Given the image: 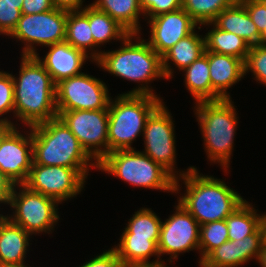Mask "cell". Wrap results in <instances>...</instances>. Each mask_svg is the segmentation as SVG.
Listing matches in <instances>:
<instances>
[{
  "label": "cell",
  "mask_w": 266,
  "mask_h": 267,
  "mask_svg": "<svg viewBox=\"0 0 266 267\" xmlns=\"http://www.w3.org/2000/svg\"><path fill=\"white\" fill-rule=\"evenodd\" d=\"M19 78L14 81V115L32 127L58 116L56 84L35 56L21 55Z\"/></svg>",
  "instance_id": "6da1fadb"
},
{
  "label": "cell",
  "mask_w": 266,
  "mask_h": 267,
  "mask_svg": "<svg viewBox=\"0 0 266 267\" xmlns=\"http://www.w3.org/2000/svg\"><path fill=\"white\" fill-rule=\"evenodd\" d=\"M180 180H183L186 192L178 198L177 202L197 220L199 225L225 220L245 201L222 179L199 174L194 166L189 172L175 179V193L177 194L181 188Z\"/></svg>",
  "instance_id": "7a4b0ae2"
},
{
  "label": "cell",
  "mask_w": 266,
  "mask_h": 267,
  "mask_svg": "<svg viewBox=\"0 0 266 267\" xmlns=\"http://www.w3.org/2000/svg\"><path fill=\"white\" fill-rule=\"evenodd\" d=\"M121 44L122 46L116 50L102 51L95 63L111 75L142 83L127 94H147L158 97L148 84L158 78L166 79L161 56L147 41L142 40L139 33H129Z\"/></svg>",
  "instance_id": "3957f363"
},
{
  "label": "cell",
  "mask_w": 266,
  "mask_h": 267,
  "mask_svg": "<svg viewBox=\"0 0 266 267\" xmlns=\"http://www.w3.org/2000/svg\"><path fill=\"white\" fill-rule=\"evenodd\" d=\"M194 104L207 158L211 163H219L227 173L238 125L236 106L232 99L200 101Z\"/></svg>",
  "instance_id": "277c9868"
},
{
  "label": "cell",
  "mask_w": 266,
  "mask_h": 267,
  "mask_svg": "<svg viewBox=\"0 0 266 267\" xmlns=\"http://www.w3.org/2000/svg\"><path fill=\"white\" fill-rule=\"evenodd\" d=\"M33 164L68 168H97L78 139L57 116L31 127ZM91 161V162H90Z\"/></svg>",
  "instance_id": "5b68a950"
},
{
  "label": "cell",
  "mask_w": 266,
  "mask_h": 267,
  "mask_svg": "<svg viewBox=\"0 0 266 267\" xmlns=\"http://www.w3.org/2000/svg\"><path fill=\"white\" fill-rule=\"evenodd\" d=\"M108 105V153L134 149L132 143L143 134L147 118L163 102L160 96L118 94ZM133 141V142H132Z\"/></svg>",
  "instance_id": "8992f818"
},
{
  "label": "cell",
  "mask_w": 266,
  "mask_h": 267,
  "mask_svg": "<svg viewBox=\"0 0 266 267\" xmlns=\"http://www.w3.org/2000/svg\"><path fill=\"white\" fill-rule=\"evenodd\" d=\"M97 169L136 187L175 193V178L145 153L135 149L108 153Z\"/></svg>",
  "instance_id": "52a82bcc"
},
{
  "label": "cell",
  "mask_w": 266,
  "mask_h": 267,
  "mask_svg": "<svg viewBox=\"0 0 266 267\" xmlns=\"http://www.w3.org/2000/svg\"><path fill=\"white\" fill-rule=\"evenodd\" d=\"M58 204L51 197L30 190L24 184H17L8 203L14 211L7 217L31 236L43 232L50 234L60 219Z\"/></svg>",
  "instance_id": "ba28073f"
},
{
  "label": "cell",
  "mask_w": 266,
  "mask_h": 267,
  "mask_svg": "<svg viewBox=\"0 0 266 267\" xmlns=\"http://www.w3.org/2000/svg\"><path fill=\"white\" fill-rule=\"evenodd\" d=\"M162 102L147 118L143 131L145 149L142 151L154 162L166 169L175 179L180 178L187 171H176V138L172 114ZM175 170V171H174ZM180 174H179V173Z\"/></svg>",
  "instance_id": "9c48e42d"
},
{
  "label": "cell",
  "mask_w": 266,
  "mask_h": 267,
  "mask_svg": "<svg viewBox=\"0 0 266 267\" xmlns=\"http://www.w3.org/2000/svg\"><path fill=\"white\" fill-rule=\"evenodd\" d=\"M67 11L54 8L39 14H22L9 35L24 43L22 55L35 56L36 46L45 47L65 41Z\"/></svg>",
  "instance_id": "30bf717a"
},
{
  "label": "cell",
  "mask_w": 266,
  "mask_h": 267,
  "mask_svg": "<svg viewBox=\"0 0 266 267\" xmlns=\"http://www.w3.org/2000/svg\"><path fill=\"white\" fill-rule=\"evenodd\" d=\"M58 117L98 164L108 154V107L99 110L57 111Z\"/></svg>",
  "instance_id": "8fae6325"
},
{
  "label": "cell",
  "mask_w": 266,
  "mask_h": 267,
  "mask_svg": "<svg viewBox=\"0 0 266 267\" xmlns=\"http://www.w3.org/2000/svg\"><path fill=\"white\" fill-rule=\"evenodd\" d=\"M89 169L32 164L24 185L61 204L80 194L84 189Z\"/></svg>",
  "instance_id": "7c38bea8"
},
{
  "label": "cell",
  "mask_w": 266,
  "mask_h": 267,
  "mask_svg": "<svg viewBox=\"0 0 266 267\" xmlns=\"http://www.w3.org/2000/svg\"><path fill=\"white\" fill-rule=\"evenodd\" d=\"M110 99L107 85L87 73L63 79L56 84L57 111L106 109Z\"/></svg>",
  "instance_id": "4fadbf2b"
},
{
  "label": "cell",
  "mask_w": 266,
  "mask_h": 267,
  "mask_svg": "<svg viewBox=\"0 0 266 267\" xmlns=\"http://www.w3.org/2000/svg\"><path fill=\"white\" fill-rule=\"evenodd\" d=\"M177 204L175 213L161 222L157 244L160 256H170L169 263L178 259L180 253L199 249L200 225L179 202Z\"/></svg>",
  "instance_id": "5bb4252c"
},
{
  "label": "cell",
  "mask_w": 266,
  "mask_h": 267,
  "mask_svg": "<svg viewBox=\"0 0 266 267\" xmlns=\"http://www.w3.org/2000/svg\"><path fill=\"white\" fill-rule=\"evenodd\" d=\"M29 133L21 134L18 127H10L0 138V170L15 185L27 181L33 164V140L31 127Z\"/></svg>",
  "instance_id": "9a60e30c"
},
{
  "label": "cell",
  "mask_w": 266,
  "mask_h": 267,
  "mask_svg": "<svg viewBox=\"0 0 266 267\" xmlns=\"http://www.w3.org/2000/svg\"><path fill=\"white\" fill-rule=\"evenodd\" d=\"M148 20L151 37L147 42L160 56L196 28L201 29V26L197 27L198 24L183 8Z\"/></svg>",
  "instance_id": "2e32d148"
},
{
  "label": "cell",
  "mask_w": 266,
  "mask_h": 267,
  "mask_svg": "<svg viewBox=\"0 0 266 267\" xmlns=\"http://www.w3.org/2000/svg\"><path fill=\"white\" fill-rule=\"evenodd\" d=\"M266 240L265 222L251 235L241 240H228L214 249L200 267H240L252 259H258Z\"/></svg>",
  "instance_id": "e0dca14e"
},
{
  "label": "cell",
  "mask_w": 266,
  "mask_h": 267,
  "mask_svg": "<svg viewBox=\"0 0 266 267\" xmlns=\"http://www.w3.org/2000/svg\"><path fill=\"white\" fill-rule=\"evenodd\" d=\"M49 51L41 59L37 53L35 57L47 70L55 84L61 80L79 75L83 65L90 56L70 45L67 41L47 46ZM43 60V61H42Z\"/></svg>",
  "instance_id": "ac0fdd59"
},
{
  "label": "cell",
  "mask_w": 266,
  "mask_h": 267,
  "mask_svg": "<svg viewBox=\"0 0 266 267\" xmlns=\"http://www.w3.org/2000/svg\"><path fill=\"white\" fill-rule=\"evenodd\" d=\"M208 65L212 89L222 99H231L227 90L244 78V61L231 55L208 51Z\"/></svg>",
  "instance_id": "d6986e66"
},
{
  "label": "cell",
  "mask_w": 266,
  "mask_h": 267,
  "mask_svg": "<svg viewBox=\"0 0 266 267\" xmlns=\"http://www.w3.org/2000/svg\"><path fill=\"white\" fill-rule=\"evenodd\" d=\"M30 234L6 215L0 221V267L25 264Z\"/></svg>",
  "instance_id": "ffe728a7"
},
{
  "label": "cell",
  "mask_w": 266,
  "mask_h": 267,
  "mask_svg": "<svg viewBox=\"0 0 266 267\" xmlns=\"http://www.w3.org/2000/svg\"><path fill=\"white\" fill-rule=\"evenodd\" d=\"M120 242L113 250L123 262L124 266H148L164 263L158 252V241L148 238L133 237V234H122ZM156 256L155 261H150V257Z\"/></svg>",
  "instance_id": "44dd1931"
},
{
  "label": "cell",
  "mask_w": 266,
  "mask_h": 267,
  "mask_svg": "<svg viewBox=\"0 0 266 267\" xmlns=\"http://www.w3.org/2000/svg\"><path fill=\"white\" fill-rule=\"evenodd\" d=\"M205 52V38L199 35L194 30L191 34L182 38L162 56V69L165 78L172 79L174 76L173 65L178 68L179 71H183L193 61L197 60ZM172 61V62H171ZM171 63V64H170Z\"/></svg>",
  "instance_id": "7402d4cb"
},
{
  "label": "cell",
  "mask_w": 266,
  "mask_h": 267,
  "mask_svg": "<svg viewBox=\"0 0 266 267\" xmlns=\"http://www.w3.org/2000/svg\"><path fill=\"white\" fill-rule=\"evenodd\" d=\"M212 23L221 30L240 36L249 46L259 44L260 33L241 2L222 10Z\"/></svg>",
  "instance_id": "603a6c76"
},
{
  "label": "cell",
  "mask_w": 266,
  "mask_h": 267,
  "mask_svg": "<svg viewBox=\"0 0 266 267\" xmlns=\"http://www.w3.org/2000/svg\"><path fill=\"white\" fill-rule=\"evenodd\" d=\"M185 87L197 102L218 101L222 98L212 89L208 65V51L183 70Z\"/></svg>",
  "instance_id": "cb8c5ba5"
},
{
  "label": "cell",
  "mask_w": 266,
  "mask_h": 267,
  "mask_svg": "<svg viewBox=\"0 0 266 267\" xmlns=\"http://www.w3.org/2000/svg\"><path fill=\"white\" fill-rule=\"evenodd\" d=\"M65 41L84 52L87 56L90 54V58H92L90 61L92 62H95L102 52V50H94L96 47L99 48V46L94 42L89 18L82 10L67 11Z\"/></svg>",
  "instance_id": "d4e9b609"
},
{
  "label": "cell",
  "mask_w": 266,
  "mask_h": 267,
  "mask_svg": "<svg viewBox=\"0 0 266 267\" xmlns=\"http://www.w3.org/2000/svg\"><path fill=\"white\" fill-rule=\"evenodd\" d=\"M91 4L110 15L129 33L141 34L139 18L144 13L139 0H95Z\"/></svg>",
  "instance_id": "484cf974"
},
{
  "label": "cell",
  "mask_w": 266,
  "mask_h": 267,
  "mask_svg": "<svg viewBox=\"0 0 266 267\" xmlns=\"http://www.w3.org/2000/svg\"><path fill=\"white\" fill-rule=\"evenodd\" d=\"M82 11L89 18V25L94 42L100 47L111 40L123 39L129 32L107 13L97 9L94 5H86Z\"/></svg>",
  "instance_id": "4316f807"
},
{
  "label": "cell",
  "mask_w": 266,
  "mask_h": 267,
  "mask_svg": "<svg viewBox=\"0 0 266 267\" xmlns=\"http://www.w3.org/2000/svg\"><path fill=\"white\" fill-rule=\"evenodd\" d=\"M213 26L205 38V51L237 57L245 62L249 52V44L240 36L217 28L213 23L203 24Z\"/></svg>",
  "instance_id": "83f0119b"
},
{
  "label": "cell",
  "mask_w": 266,
  "mask_h": 267,
  "mask_svg": "<svg viewBox=\"0 0 266 267\" xmlns=\"http://www.w3.org/2000/svg\"><path fill=\"white\" fill-rule=\"evenodd\" d=\"M225 221L229 240H241L253 234L264 223V213L258 214L252 203L245 200Z\"/></svg>",
  "instance_id": "f1b7e54d"
},
{
  "label": "cell",
  "mask_w": 266,
  "mask_h": 267,
  "mask_svg": "<svg viewBox=\"0 0 266 267\" xmlns=\"http://www.w3.org/2000/svg\"><path fill=\"white\" fill-rule=\"evenodd\" d=\"M161 218L151 208H140L129 219L122 234H133V237L159 240L161 231Z\"/></svg>",
  "instance_id": "f546056e"
},
{
  "label": "cell",
  "mask_w": 266,
  "mask_h": 267,
  "mask_svg": "<svg viewBox=\"0 0 266 267\" xmlns=\"http://www.w3.org/2000/svg\"><path fill=\"white\" fill-rule=\"evenodd\" d=\"M235 0H182V8L200 26L212 23L217 15Z\"/></svg>",
  "instance_id": "4dcf8cb0"
},
{
  "label": "cell",
  "mask_w": 266,
  "mask_h": 267,
  "mask_svg": "<svg viewBox=\"0 0 266 267\" xmlns=\"http://www.w3.org/2000/svg\"><path fill=\"white\" fill-rule=\"evenodd\" d=\"M229 240L228 227L225 220L214 221L200 225L199 253L201 262L221 244Z\"/></svg>",
  "instance_id": "1f68e13d"
},
{
  "label": "cell",
  "mask_w": 266,
  "mask_h": 267,
  "mask_svg": "<svg viewBox=\"0 0 266 267\" xmlns=\"http://www.w3.org/2000/svg\"><path fill=\"white\" fill-rule=\"evenodd\" d=\"M244 67L245 76L251 71L256 82L266 86V47L259 44L250 46Z\"/></svg>",
  "instance_id": "d6a6232c"
},
{
  "label": "cell",
  "mask_w": 266,
  "mask_h": 267,
  "mask_svg": "<svg viewBox=\"0 0 266 267\" xmlns=\"http://www.w3.org/2000/svg\"><path fill=\"white\" fill-rule=\"evenodd\" d=\"M23 0H0V35L9 36L22 16Z\"/></svg>",
  "instance_id": "836d02e7"
},
{
  "label": "cell",
  "mask_w": 266,
  "mask_h": 267,
  "mask_svg": "<svg viewBox=\"0 0 266 267\" xmlns=\"http://www.w3.org/2000/svg\"><path fill=\"white\" fill-rule=\"evenodd\" d=\"M11 112L14 114V81L11 73L0 71V117ZM0 121L16 126L7 117L0 118Z\"/></svg>",
  "instance_id": "e575fe53"
},
{
  "label": "cell",
  "mask_w": 266,
  "mask_h": 267,
  "mask_svg": "<svg viewBox=\"0 0 266 267\" xmlns=\"http://www.w3.org/2000/svg\"><path fill=\"white\" fill-rule=\"evenodd\" d=\"M139 2L144 18L147 20L148 18L182 8V0H139Z\"/></svg>",
  "instance_id": "d590c367"
},
{
  "label": "cell",
  "mask_w": 266,
  "mask_h": 267,
  "mask_svg": "<svg viewBox=\"0 0 266 267\" xmlns=\"http://www.w3.org/2000/svg\"><path fill=\"white\" fill-rule=\"evenodd\" d=\"M241 3L261 33L266 27V6L261 0H245Z\"/></svg>",
  "instance_id": "8d00e7d4"
},
{
  "label": "cell",
  "mask_w": 266,
  "mask_h": 267,
  "mask_svg": "<svg viewBox=\"0 0 266 267\" xmlns=\"http://www.w3.org/2000/svg\"><path fill=\"white\" fill-rule=\"evenodd\" d=\"M79 267H124L123 262L117 256L116 252L111 248L103 251L100 255L86 261Z\"/></svg>",
  "instance_id": "74e56055"
},
{
  "label": "cell",
  "mask_w": 266,
  "mask_h": 267,
  "mask_svg": "<svg viewBox=\"0 0 266 267\" xmlns=\"http://www.w3.org/2000/svg\"><path fill=\"white\" fill-rule=\"evenodd\" d=\"M56 8L52 0H23L22 14H39Z\"/></svg>",
  "instance_id": "f35d334b"
},
{
  "label": "cell",
  "mask_w": 266,
  "mask_h": 267,
  "mask_svg": "<svg viewBox=\"0 0 266 267\" xmlns=\"http://www.w3.org/2000/svg\"><path fill=\"white\" fill-rule=\"evenodd\" d=\"M14 187V182L0 170V204L9 203Z\"/></svg>",
  "instance_id": "ab89813d"
},
{
  "label": "cell",
  "mask_w": 266,
  "mask_h": 267,
  "mask_svg": "<svg viewBox=\"0 0 266 267\" xmlns=\"http://www.w3.org/2000/svg\"><path fill=\"white\" fill-rule=\"evenodd\" d=\"M57 9L66 11L82 10L84 0H52Z\"/></svg>",
  "instance_id": "60d3db41"
},
{
  "label": "cell",
  "mask_w": 266,
  "mask_h": 267,
  "mask_svg": "<svg viewBox=\"0 0 266 267\" xmlns=\"http://www.w3.org/2000/svg\"><path fill=\"white\" fill-rule=\"evenodd\" d=\"M257 261L261 267H266V240L264 241L261 247V251H260Z\"/></svg>",
  "instance_id": "b9f144b4"
},
{
  "label": "cell",
  "mask_w": 266,
  "mask_h": 267,
  "mask_svg": "<svg viewBox=\"0 0 266 267\" xmlns=\"http://www.w3.org/2000/svg\"><path fill=\"white\" fill-rule=\"evenodd\" d=\"M259 45L266 47V27L265 29L260 33L259 37Z\"/></svg>",
  "instance_id": "7bdbcfd3"
},
{
  "label": "cell",
  "mask_w": 266,
  "mask_h": 267,
  "mask_svg": "<svg viewBox=\"0 0 266 267\" xmlns=\"http://www.w3.org/2000/svg\"><path fill=\"white\" fill-rule=\"evenodd\" d=\"M10 127L9 124L0 121V138Z\"/></svg>",
  "instance_id": "ee69618b"
},
{
  "label": "cell",
  "mask_w": 266,
  "mask_h": 267,
  "mask_svg": "<svg viewBox=\"0 0 266 267\" xmlns=\"http://www.w3.org/2000/svg\"><path fill=\"white\" fill-rule=\"evenodd\" d=\"M146 267H168V266L165 263H161V264H158V265H148Z\"/></svg>",
  "instance_id": "f6af8a7d"
},
{
  "label": "cell",
  "mask_w": 266,
  "mask_h": 267,
  "mask_svg": "<svg viewBox=\"0 0 266 267\" xmlns=\"http://www.w3.org/2000/svg\"><path fill=\"white\" fill-rule=\"evenodd\" d=\"M1 267H30V266H27V265H19V266H1Z\"/></svg>",
  "instance_id": "bcb514c9"
},
{
  "label": "cell",
  "mask_w": 266,
  "mask_h": 267,
  "mask_svg": "<svg viewBox=\"0 0 266 267\" xmlns=\"http://www.w3.org/2000/svg\"><path fill=\"white\" fill-rule=\"evenodd\" d=\"M124 267H146V266H124Z\"/></svg>",
  "instance_id": "7dc6e473"
},
{
  "label": "cell",
  "mask_w": 266,
  "mask_h": 267,
  "mask_svg": "<svg viewBox=\"0 0 266 267\" xmlns=\"http://www.w3.org/2000/svg\"><path fill=\"white\" fill-rule=\"evenodd\" d=\"M4 216H5V215L0 214V221L2 220V218H3Z\"/></svg>",
  "instance_id": "c3c4849f"
},
{
  "label": "cell",
  "mask_w": 266,
  "mask_h": 267,
  "mask_svg": "<svg viewBox=\"0 0 266 267\" xmlns=\"http://www.w3.org/2000/svg\"><path fill=\"white\" fill-rule=\"evenodd\" d=\"M264 222L266 224V213L264 214Z\"/></svg>",
  "instance_id": "681fc988"
},
{
  "label": "cell",
  "mask_w": 266,
  "mask_h": 267,
  "mask_svg": "<svg viewBox=\"0 0 266 267\" xmlns=\"http://www.w3.org/2000/svg\"><path fill=\"white\" fill-rule=\"evenodd\" d=\"M236 2H243V1H245V0H235Z\"/></svg>",
  "instance_id": "f907efd6"
},
{
  "label": "cell",
  "mask_w": 266,
  "mask_h": 267,
  "mask_svg": "<svg viewBox=\"0 0 266 267\" xmlns=\"http://www.w3.org/2000/svg\"><path fill=\"white\" fill-rule=\"evenodd\" d=\"M263 3H264V5L266 6V0H261Z\"/></svg>",
  "instance_id": "816d5d0a"
}]
</instances>
